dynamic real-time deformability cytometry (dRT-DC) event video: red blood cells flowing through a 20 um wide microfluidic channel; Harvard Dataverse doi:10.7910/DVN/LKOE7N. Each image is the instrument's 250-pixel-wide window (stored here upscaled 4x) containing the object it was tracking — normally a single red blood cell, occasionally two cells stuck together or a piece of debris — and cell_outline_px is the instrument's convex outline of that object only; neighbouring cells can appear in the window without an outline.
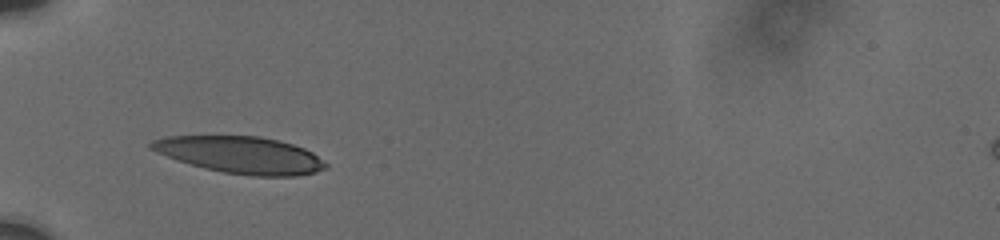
{"species": "human", "species_latin": "Homo sapiens", "temperature_condition": "cold", "stored_images_in_passage": 27, "camera_frame_rate_fps": 3000, "um_per_image_px": 0.085, "donor": {"sex": "male"}, "frame": {"image": 1, "passage_image": 1, "time_ms": 0.0, "image_size_px": [1000, 240], "cell_outline_px": [[328, 168], [316, 172], [296, 176], [252, 176], [224, 172], [204, 168], [176, 160], [156, 152], [148, 148], [148, 144], [152, 140], [164, 136], [260, 136], [292, 144], [304, 148], [312, 152], [328, 164]], "centroid_in_image_um": [20.43, 13.17], "position_along_channel_um": 64.6, "area_um2": 37.63}}
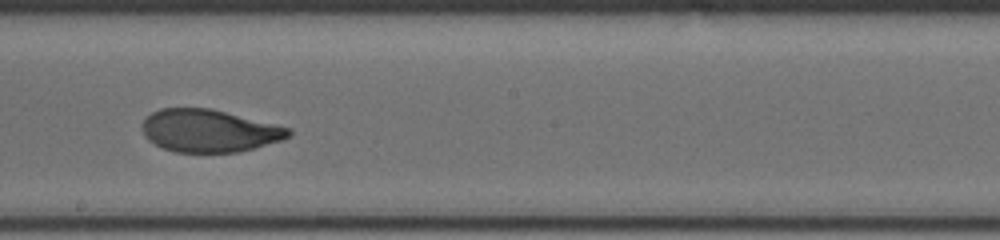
{"frame": {"image": 2, "passage_image": 18, "time_ms": 4.667, "image_size_px": [1000, 240], "cell_outline_px": [[292, 132], [284, 140], [236, 152], [176, 152], [164, 148], [148, 140], [144, 136], [140, 124], [152, 112], [160, 108], [212, 108], [292, 128]], "centroid_in_image_um": [17.77, 11.1], "position_along_channel_um": 230.4, "area_um2": 36.41}}
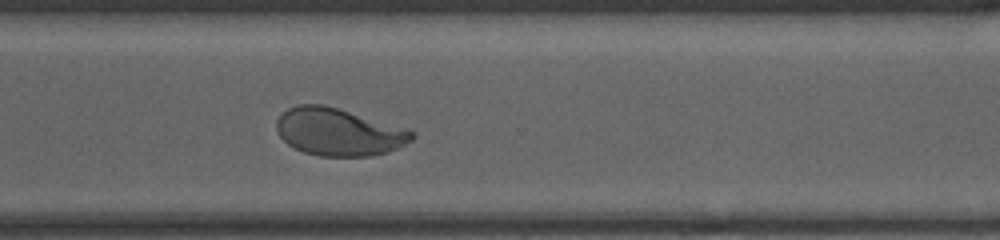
{"frame": {"image": 3, "passage_image": 27, "time_ms": 7.667, "image_size_px": [1000, 240], "cell_outline_px": [[416, 136], [412, 140], [388, 152], [372, 156], [320, 156], [304, 152], [288, 144], [280, 136], [276, 128], [276, 120], [288, 108], [300, 104], [320, 104], [336, 108], [404, 128], [416, 132]], "centroid_in_image_um": [28.77, 11.23], "position_along_channel_um": 341.8, "area_um2": 36.93}}